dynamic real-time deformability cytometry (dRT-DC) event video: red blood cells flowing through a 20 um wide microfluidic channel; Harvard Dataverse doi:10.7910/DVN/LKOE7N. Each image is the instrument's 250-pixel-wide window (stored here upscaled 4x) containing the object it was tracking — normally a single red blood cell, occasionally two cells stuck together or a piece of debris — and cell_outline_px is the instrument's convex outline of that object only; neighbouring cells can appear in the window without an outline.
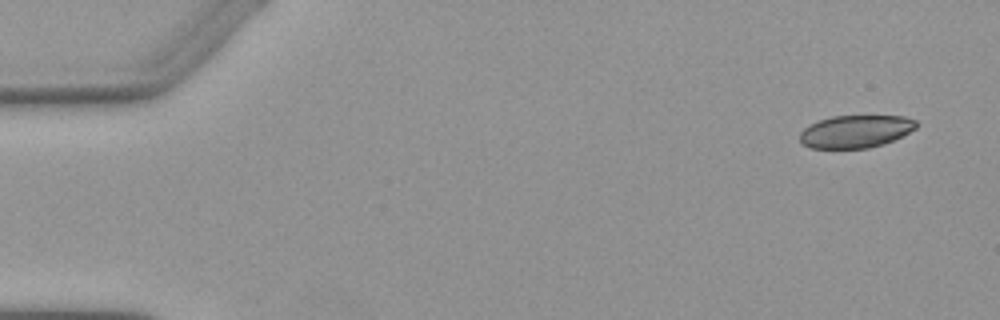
{"species": "Egyptian fruit bat (a non-hibernating species)", "species_latin": "Rousettus aegyptiacus", "temperature_condition": "warm", "stored_images_in_passage": 4, "camera_frame_rate_fps": 3000, "um_per_image_px": 0.085, "animal": {"sex": "female"}, "frame": {"image": 1, "passage_image": 1, "time_ms": 0.0, "image_size_px": [1000, 320], "cell_outline_px": [[916, 128], [884, 144], [868, 148], [812, 148], [800, 144], [800, 132], [804, 128], [820, 120], [832, 116], [904, 116], [916, 120]], "centroid_in_image_um": [72.7, 11.17], "position_along_channel_um": 12.3, "area_um2": 21.96}}